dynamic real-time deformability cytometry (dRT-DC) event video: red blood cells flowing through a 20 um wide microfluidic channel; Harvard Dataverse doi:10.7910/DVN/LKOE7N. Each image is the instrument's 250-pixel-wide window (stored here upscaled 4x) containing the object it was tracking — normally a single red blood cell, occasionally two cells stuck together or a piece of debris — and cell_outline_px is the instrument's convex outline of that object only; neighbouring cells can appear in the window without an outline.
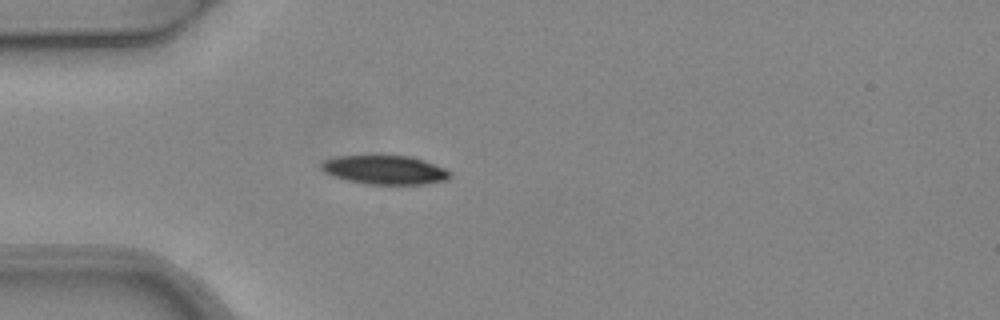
{"species": "common noctule bat (a hibernating species)", "species_latin": "Nyctalus noctula", "temperature_condition": "warm", "stored_images_in_passage": 5, "camera_frame_rate_fps": 3000, "um_per_image_px": 0.085, "animal": {"sex": "female", "body_mass_g": 24.6, "forearm_length_mm": 56.2}, "frame": {"image": 1, "passage_image": 5, "time_ms": 1.333, "image_size_px": [1000, 320], "cell_outline_px": [[452, 176], [448, 180], [420, 184], [368, 184], [348, 180], [324, 172], [320, 168], [320, 164], [324, 160], [336, 156], [408, 156], [424, 160], [444, 168]], "centroid_in_image_um": [32.7, 14.44], "position_along_channel_um": 52.3, "area_um2": 21.39}}